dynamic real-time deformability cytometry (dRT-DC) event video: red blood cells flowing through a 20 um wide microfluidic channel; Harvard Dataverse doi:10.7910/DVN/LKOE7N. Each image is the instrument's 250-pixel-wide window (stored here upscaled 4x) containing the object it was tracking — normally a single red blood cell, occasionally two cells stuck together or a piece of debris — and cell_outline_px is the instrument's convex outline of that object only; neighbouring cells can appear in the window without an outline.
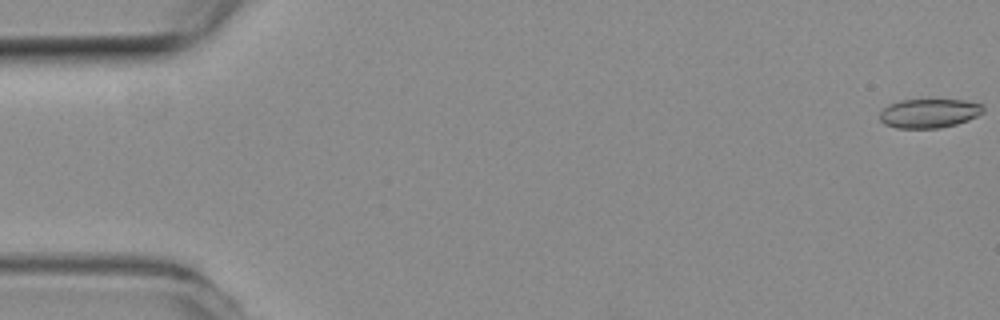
{"species": "common noctule bat (a hibernating species)", "species_latin": "Nyctalus noctula", "temperature_condition": "room temperature", "stored_images_in_passage": 18, "camera_frame_rate_fps": 3000, "um_per_image_px": 0.085, "animal": {"sex": "female", "body_mass_g": 19.3, "forearm_length_mm": 54.1}, "frame": {"image": 1, "passage_image": 1, "time_ms": 0.0, "image_size_px": [1000, 320], "cell_outline_px": [[984, 112], [968, 120], [956, 124], [940, 128], [896, 128], [884, 124], [880, 120], [880, 112], [888, 104], [900, 100], [964, 100], [984, 104]], "centroid_in_image_um": [78.98, 9.63], "position_along_channel_um": 6.0, "area_um2": 17.63}}
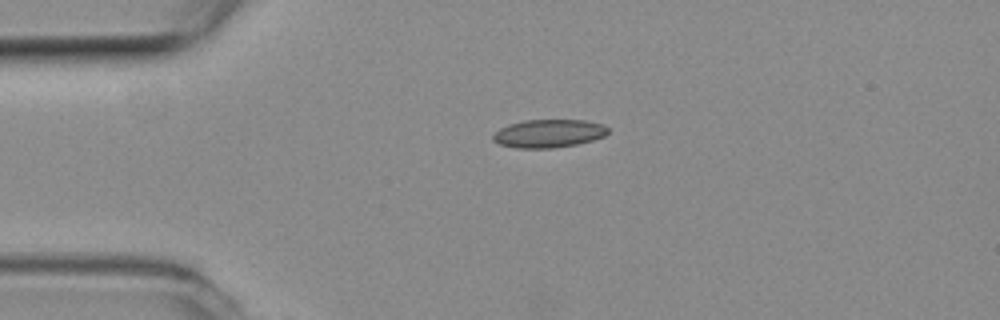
{"frame": {"image": 2, "passage_image": 13, "time_ms": 4.0, "image_size_px": [1000, 320], "cell_outline_px": [[608, 132], [604, 136], [592, 140], [576, 144], [552, 148], [516, 148], [500, 144], [492, 140], [492, 136], [500, 128], [508, 124], [524, 120], [584, 120], [604, 124], [608, 128]], "centroid_in_image_um": [46.63, 11.34], "position_along_channel_um": 38.4, "area_um2": 18.84}}
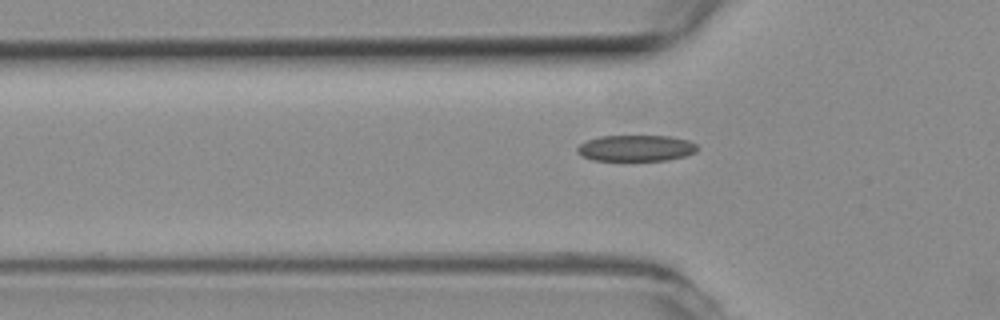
{"frame": {"image": 3, "passage_image": 18, "time_ms": 5.667, "image_size_px": [1000, 320], "cell_outline_px": [[696, 152], [684, 156], [668, 160], [592, 160], [580, 156], [576, 152], [576, 148], [580, 144], [588, 140], [600, 136], [668, 136], [688, 140], [696, 144]], "centroid_in_image_um": [54.02, 12.59], "position_along_channel_um": 71.8, "area_um2": 18.26}}